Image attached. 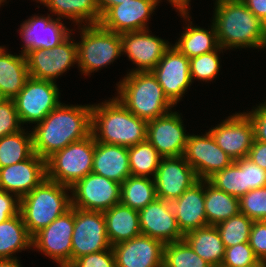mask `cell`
<instances>
[{
  "label": "cell",
  "instance_id": "obj_1",
  "mask_svg": "<svg viewBox=\"0 0 266 267\" xmlns=\"http://www.w3.org/2000/svg\"><path fill=\"white\" fill-rule=\"evenodd\" d=\"M60 103L33 127V151L43 159L91 134L92 105Z\"/></svg>",
  "mask_w": 266,
  "mask_h": 267
},
{
  "label": "cell",
  "instance_id": "obj_2",
  "mask_svg": "<svg viewBox=\"0 0 266 267\" xmlns=\"http://www.w3.org/2000/svg\"><path fill=\"white\" fill-rule=\"evenodd\" d=\"M214 7L212 23L220 47L266 49V24L241 0H216Z\"/></svg>",
  "mask_w": 266,
  "mask_h": 267
},
{
  "label": "cell",
  "instance_id": "obj_3",
  "mask_svg": "<svg viewBox=\"0 0 266 267\" xmlns=\"http://www.w3.org/2000/svg\"><path fill=\"white\" fill-rule=\"evenodd\" d=\"M147 121L113 97L92 105L91 133L96 142L131 147L146 140Z\"/></svg>",
  "mask_w": 266,
  "mask_h": 267
},
{
  "label": "cell",
  "instance_id": "obj_4",
  "mask_svg": "<svg viewBox=\"0 0 266 267\" xmlns=\"http://www.w3.org/2000/svg\"><path fill=\"white\" fill-rule=\"evenodd\" d=\"M116 85V98L131 113L146 121L163 116L174 107L151 71L127 72Z\"/></svg>",
  "mask_w": 266,
  "mask_h": 267
},
{
  "label": "cell",
  "instance_id": "obj_5",
  "mask_svg": "<svg viewBox=\"0 0 266 267\" xmlns=\"http://www.w3.org/2000/svg\"><path fill=\"white\" fill-rule=\"evenodd\" d=\"M68 191H71L70 187L46 177L20 199L19 212L31 236L71 208V195Z\"/></svg>",
  "mask_w": 266,
  "mask_h": 267
},
{
  "label": "cell",
  "instance_id": "obj_6",
  "mask_svg": "<svg viewBox=\"0 0 266 267\" xmlns=\"http://www.w3.org/2000/svg\"><path fill=\"white\" fill-rule=\"evenodd\" d=\"M80 27V28H79ZM81 41L77 44L78 67L80 72L91 75L102 67L113 63L122 54L119 33L108 31L100 24L78 26Z\"/></svg>",
  "mask_w": 266,
  "mask_h": 267
},
{
  "label": "cell",
  "instance_id": "obj_7",
  "mask_svg": "<svg viewBox=\"0 0 266 267\" xmlns=\"http://www.w3.org/2000/svg\"><path fill=\"white\" fill-rule=\"evenodd\" d=\"M95 137L70 143L46 159V177L59 184L72 187L78 180L92 172Z\"/></svg>",
  "mask_w": 266,
  "mask_h": 267
},
{
  "label": "cell",
  "instance_id": "obj_8",
  "mask_svg": "<svg viewBox=\"0 0 266 267\" xmlns=\"http://www.w3.org/2000/svg\"><path fill=\"white\" fill-rule=\"evenodd\" d=\"M55 82L29 77L23 89L13 98L20 122L37 124L61 102Z\"/></svg>",
  "mask_w": 266,
  "mask_h": 267
},
{
  "label": "cell",
  "instance_id": "obj_9",
  "mask_svg": "<svg viewBox=\"0 0 266 267\" xmlns=\"http://www.w3.org/2000/svg\"><path fill=\"white\" fill-rule=\"evenodd\" d=\"M70 188L71 207L104 212L120 203L121 184L93 172Z\"/></svg>",
  "mask_w": 266,
  "mask_h": 267
},
{
  "label": "cell",
  "instance_id": "obj_10",
  "mask_svg": "<svg viewBox=\"0 0 266 267\" xmlns=\"http://www.w3.org/2000/svg\"><path fill=\"white\" fill-rule=\"evenodd\" d=\"M73 229L74 207H71L32 236V248L54 260L59 267H68L71 264Z\"/></svg>",
  "mask_w": 266,
  "mask_h": 267
},
{
  "label": "cell",
  "instance_id": "obj_11",
  "mask_svg": "<svg viewBox=\"0 0 266 267\" xmlns=\"http://www.w3.org/2000/svg\"><path fill=\"white\" fill-rule=\"evenodd\" d=\"M71 36L51 49L27 52L25 57L30 77L56 83L58 76L78 63L77 44Z\"/></svg>",
  "mask_w": 266,
  "mask_h": 267
},
{
  "label": "cell",
  "instance_id": "obj_12",
  "mask_svg": "<svg viewBox=\"0 0 266 267\" xmlns=\"http://www.w3.org/2000/svg\"><path fill=\"white\" fill-rule=\"evenodd\" d=\"M71 240V263L81 256L110 249L104 213L74 207Z\"/></svg>",
  "mask_w": 266,
  "mask_h": 267
},
{
  "label": "cell",
  "instance_id": "obj_13",
  "mask_svg": "<svg viewBox=\"0 0 266 267\" xmlns=\"http://www.w3.org/2000/svg\"><path fill=\"white\" fill-rule=\"evenodd\" d=\"M183 157L194 169L199 180H208L215 173L230 166L234 160L216 143L208 131L200 135H189Z\"/></svg>",
  "mask_w": 266,
  "mask_h": 267
},
{
  "label": "cell",
  "instance_id": "obj_14",
  "mask_svg": "<svg viewBox=\"0 0 266 267\" xmlns=\"http://www.w3.org/2000/svg\"><path fill=\"white\" fill-rule=\"evenodd\" d=\"M209 132L217 145L234 161L248 157L255 140L252 121L245 112L228 116Z\"/></svg>",
  "mask_w": 266,
  "mask_h": 267
},
{
  "label": "cell",
  "instance_id": "obj_15",
  "mask_svg": "<svg viewBox=\"0 0 266 267\" xmlns=\"http://www.w3.org/2000/svg\"><path fill=\"white\" fill-rule=\"evenodd\" d=\"M163 89L165 96L175 106L192 85L189 58L171 45L158 65L151 71Z\"/></svg>",
  "mask_w": 266,
  "mask_h": 267
},
{
  "label": "cell",
  "instance_id": "obj_16",
  "mask_svg": "<svg viewBox=\"0 0 266 267\" xmlns=\"http://www.w3.org/2000/svg\"><path fill=\"white\" fill-rule=\"evenodd\" d=\"M181 116L170 111L147 121L146 139L162 157L183 156L189 134H186Z\"/></svg>",
  "mask_w": 266,
  "mask_h": 267
},
{
  "label": "cell",
  "instance_id": "obj_17",
  "mask_svg": "<svg viewBox=\"0 0 266 267\" xmlns=\"http://www.w3.org/2000/svg\"><path fill=\"white\" fill-rule=\"evenodd\" d=\"M150 29L121 33L122 54L125 53L137 68L129 72L152 71L162 59L166 50L171 46L156 35H152Z\"/></svg>",
  "mask_w": 266,
  "mask_h": 267
},
{
  "label": "cell",
  "instance_id": "obj_18",
  "mask_svg": "<svg viewBox=\"0 0 266 267\" xmlns=\"http://www.w3.org/2000/svg\"><path fill=\"white\" fill-rule=\"evenodd\" d=\"M198 180L194 169L183 156L162 157L154 177L156 196L172 202Z\"/></svg>",
  "mask_w": 266,
  "mask_h": 267
},
{
  "label": "cell",
  "instance_id": "obj_19",
  "mask_svg": "<svg viewBox=\"0 0 266 267\" xmlns=\"http://www.w3.org/2000/svg\"><path fill=\"white\" fill-rule=\"evenodd\" d=\"M48 16L33 15L20 24V36L24 45L22 46V54L35 49H51L60 45L72 33V29H68L62 19L52 18Z\"/></svg>",
  "mask_w": 266,
  "mask_h": 267
},
{
  "label": "cell",
  "instance_id": "obj_20",
  "mask_svg": "<svg viewBox=\"0 0 266 267\" xmlns=\"http://www.w3.org/2000/svg\"><path fill=\"white\" fill-rule=\"evenodd\" d=\"M158 6L157 0H129L112 6L101 18L100 25L115 33L149 29L148 20Z\"/></svg>",
  "mask_w": 266,
  "mask_h": 267
},
{
  "label": "cell",
  "instance_id": "obj_21",
  "mask_svg": "<svg viewBox=\"0 0 266 267\" xmlns=\"http://www.w3.org/2000/svg\"><path fill=\"white\" fill-rule=\"evenodd\" d=\"M165 244L140 234L112 246L116 267H163Z\"/></svg>",
  "mask_w": 266,
  "mask_h": 267
},
{
  "label": "cell",
  "instance_id": "obj_22",
  "mask_svg": "<svg viewBox=\"0 0 266 267\" xmlns=\"http://www.w3.org/2000/svg\"><path fill=\"white\" fill-rule=\"evenodd\" d=\"M46 178V160L35 152L26 160L0 168V190L19 199L31 192Z\"/></svg>",
  "mask_w": 266,
  "mask_h": 267
},
{
  "label": "cell",
  "instance_id": "obj_23",
  "mask_svg": "<svg viewBox=\"0 0 266 267\" xmlns=\"http://www.w3.org/2000/svg\"><path fill=\"white\" fill-rule=\"evenodd\" d=\"M141 234L150 236L164 244L183 240L170 202L156 198L139 210Z\"/></svg>",
  "mask_w": 266,
  "mask_h": 267
},
{
  "label": "cell",
  "instance_id": "obj_24",
  "mask_svg": "<svg viewBox=\"0 0 266 267\" xmlns=\"http://www.w3.org/2000/svg\"><path fill=\"white\" fill-rule=\"evenodd\" d=\"M170 204L183 234L208 226L204 208L205 180H198Z\"/></svg>",
  "mask_w": 266,
  "mask_h": 267
},
{
  "label": "cell",
  "instance_id": "obj_25",
  "mask_svg": "<svg viewBox=\"0 0 266 267\" xmlns=\"http://www.w3.org/2000/svg\"><path fill=\"white\" fill-rule=\"evenodd\" d=\"M92 172L122 184L131 176L128 147L95 140Z\"/></svg>",
  "mask_w": 266,
  "mask_h": 267
},
{
  "label": "cell",
  "instance_id": "obj_26",
  "mask_svg": "<svg viewBox=\"0 0 266 267\" xmlns=\"http://www.w3.org/2000/svg\"><path fill=\"white\" fill-rule=\"evenodd\" d=\"M103 213L111 246L141 234L138 210L118 203Z\"/></svg>",
  "mask_w": 266,
  "mask_h": 267
},
{
  "label": "cell",
  "instance_id": "obj_27",
  "mask_svg": "<svg viewBox=\"0 0 266 267\" xmlns=\"http://www.w3.org/2000/svg\"><path fill=\"white\" fill-rule=\"evenodd\" d=\"M0 46V91L4 98L13 99L29 79L24 54L13 55Z\"/></svg>",
  "mask_w": 266,
  "mask_h": 267
},
{
  "label": "cell",
  "instance_id": "obj_28",
  "mask_svg": "<svg viewBox=\"0 0 266 267\" xmlns=\"http://www.w3.org/2000/svg\"><path fill=\"white\" fill-rule=\"evenodd\" d=\"M189 15H180L183 20L186 19L185 23L188 21L189 24L184 27L179 40L173 46L189 59L216 50L219 44L213 23L209 30L197 25L195 27Z\"/></svg>",
  "mask_w": 266,
  "mask_h": 267
},
{
  "label": "cell",
  "instance_id": "obj_29",
  "mask_svg": "<svg viewBox=\"0 0 266 267\" xmlns=\"http://www.w3.org/2000/svg\"><path fill=\"white\" fill-rule=\"evenodd\" d=\"M183 239L202 259L212 267H221L225 257V247L214 225L189 231Z\"/></svg>",
  "mask_w": 266,
  "mask_h": 267
},
{
  "label": "cell",
  "instance_id": "obj_30",
  "mask_svg": "<svg viewBox=\"0 0 266 267\" xmlns=\"http://www.w3.org/2000/svg\"><path fill=\"white\" fill-rule=\"evenodd\" d=\"M43 5L57 18L72 20L77 26L99 24L102 18L97 0H46Z\"/></svg>",
  "mask_w": 266,
  "mask_h": 267
},
{
  "label": "cell",
  "instance_id": "obj_31",
  "mask_svg": "<svg viewBox=\"0 0 266 267\" xmlns=\"http://www.w3.org/2000/svg\"><path fill=\"white\" fill-rule=\"evenodd\" d=\"M32 236L28 233L20 212L0 223V259L16 258V252L32 249Z\"/></svg>",
  "mask_w": 266,
  "mask_h": 267
},
{
  "label": "cell",
  "instance_id": "obj_32",
  "mask_svg": "<svg viewBox=\"0 0 266 267\" xmlns=\"http://www.w3.org/2000/svg\"><path fill=\"white\" fill-rule=\"evenodd\" d=\"M205 213L208 225H217L240 213L239 198L229 195L205 180Z\"/></svg>",
  "mask_w": 266,
  "mask_h": 267
},
{
  "label": "cell",
  "instance_id": "obj_33",
  "mask_svg": "<svg viewBox=\"0 0 266 267\" xmlns=\"http://www.w3.org/2000/svg\"><path fill=\"white\" fill-rule=\"evenodd\" d=\"M156 198L153 178L131 175L121 184L120 203L132 209L139 211Z\"/></svg>",
  "mask_w": 266,
  "mask_h": 267
},
{
  "label": "cell",
  "instance_id": "obj_34",
  "mask_svg": "<svg viewBox=\"0 0 266 267\" xmlns=\"http://www.w3.org/2000/svg\"><path fill=\"white\" fill-rule=\"evenodd\" d=\"M27 132L22 129L0 138V168L22 162L34 153L32 133Z\"/></svg>",
  "mask_w": 266,
  "mask_h": 267
},
{
  "label": "cell",
  "instance_id": "obj_35",
  "mask_svg": "<svg viewBox=\"0 0 266 267\" xmlns=\"http://www.w3.org/2000/svg\"><path fill=\"white\" fill-rule=\"evenodd\" d=\"M128 156L132 176L154 179L162 156L147 139L128 147Z\"/></svg>",
  "mask_w": 266,
  "mask_h": 267
},
{
  "label": "cell",
  "instance_id": "obj_36",
  "mask_svg": "<svg viewBox=\"0 0 266 267\" xmlns=\"http://www.w3.org/2000/svg\"><path fill=\"white\" fill-rule=\"evenodd\" d=\"M163 267H212L183 239L165 244Z\"/></svg>",
  "mask_w": 266,
  "mask_h": 267
},
{
  "label": "cell",
  "instance_id": "obj_37",
  "mask_svg": "<svg viewBox=\"0 0 266 267\" xmlns=\"http://www.w3.org/2000/svg\"><path fill=\"white\" fill-rule=\"evenodd\" d=\"M208 181L216 188L237 198L247 193L245 168H242L236 161L215 173Z\"/></svg>",
  "mask_w": 266,
  "mask_h": 267
},
{
  "label": "cell",
  "instance_id": "obj_38",
  "mask_svg": "<svg viewBox=\"0 0 266 267\" xmlns=\"http://www.w3.org/2000/svg\"><path fill=\"white\" fill-rule=\"evenodd\" d=\"M253 222L246 215L239 213L216 226L225 248L249 242Z\"/></svg>",
  "mask_w": 266,
  "mask_h": 267
},
{
  "label": "cell",
  "instance_id": "obj_39",
  "mask_svg": "<svg viewBox=\"0 0 266 267\" xmlns=\"http://www.w3.org/2000/svg\"><path fill=\"white\" fill-rule=\"evenodd\" d=\"M223 53V48L218 47L216 50L202 54L189 59V69L191 81L197 79L200 81L209 82L218 76L220 70L219 53Z\"/></svg>",
  "mask_w": 266,
  "mask_h": 267
},
{
  "label": "cell",
  "instance_id": "obj_40",
  "mask_svg": "<svg viewBox=\"0 0 266 267\" xmlns=\"http://www.w3.org/2000/svg\"><path fill=\"white\" fill-rule=\"evenodd\" d=\"M240 213L252 221H266V187L250 190L239 198Z\"/></svg>",
  "mask_w": 266,
  "mask_h": 267
},
{
  "label": "cell",
  "instance_id": "obj_41",
  "mask_svg": "<svg viewBox=\"0 0 266 267\" xmlns=\"http://www.w3.org/2000/svg\"><path fill=\"white\" fill-rule=\"evenodd\" d=\"M258 260L249 242H245L225 248V257L221 267H245Z\"/></svg>",
  "mask_w": 266,
  "mask_h": 267
},
{
  "label": "cell",
  "instance_id": "obj_42",
  "mask_svg": "<svg viewBox=\"0 0 266 267\" xmlns=\"http://www.w3.org/2000/svg\"><path fill=\"white\" fill-rule=\"evenodd\" d=\"M22 129L14 100L5 98L0 101V138Z\"/></svg>",
  "mask_w": 266,
  "mask_h": 267
},
{
  "label": "cell",
  "instance_id": "obj_43",
  "mask_svg": "<svg viewBox=\"0 0 266 267\" xmlns=\"http://www.w3.org/2000/svg\"><path fill=\"white\" fill-rule=\"evenodd\" d=\"M68 267H116L115 255L111 247L104 251L81 256Z\"/></svg>",
  "mask_w": 266,
  "mask_h": 267
},
{
  "label": "cell",
  "instance_id": "obj_44",
  "mask_svg": "<svg viewBox=\"0 0 266 267\" xmlns=\"http://www.w3.org/2000/svg\"><path fill=\"white\" fill-rule=\"evenodd\" d=\"M236 162L245 168V179L247 193L250 190L266 187V170L253 163L248 157L236 160Z\"/></svg>",
  "mask_w": 266,
  "mask_h": 267
},
{
  "label": "cell",
  "instance_id": "obj_45",
  "mask_svg": "<svg viewBox=\"0 0 266 267\" xmlns=\"http://www.w3.org/2000/svg\"><path fill=\"white\" fill-rule=\"evenodd\" d=\"M249 245L259 260L266 262V221H254L249 236Z\"/></svg>",
  "mask_w": 266,
  "mask_h": 267
},
{
  "label": "cell",
  "instance_id": "obj_46",
  "mask_svg": "<svg viewBox=\"0 0 266 267\" xmlns=\"http://www.w3.org/2000/svg\"><path fill=\"white\" fill-rule=\"evenodd\" d=\"M245 113L252 121L255 140L266 142V101Z\"/></svg>",
  "mask_w": 266,
  "mask_h": 267
},
{
  "label": "cell",
  "instance_id": "obj_47",
  "mask_svg": "<svg viewBox=\"0 0 266 267\" xmlns=\"http://www.w3.org/2000/svg\"><path fill=\"white\" fill-rule=\"evenodd\" d=\"M20 199L12 193L0 190V223L19 213Z\"/></svg>",
  "mask_w": 266,
  "mask_h": 267
},
{
  "label": "cell",
  "instance_id": "obj_48",
  "mask_svg": "<svg viewBox=\"0 0 266 267\" xmlns=\"http://www.w3.org/2000/svg\"><path fill=\"white\" fill-rule=\"evenodd\" d=\"M248 159L266 170V142L254 140Z\"/></svg>",
  "mask_w": 266,
  "mask_h": 267
},
{
  "label": "cell",
  "instance_id": "obj_49",
  "mask_svg": "<svg viewBox=\"0 0 266 267\" xmlns=\"http://www.w3.org/2000/svg\"><path fill=\"white\" fill-rule=\"evenodd\" d=\"M246 7L266 24V0H241Z\"/></svg>",
  "mask_w": 266,
  "mask_h": 267
},
{
  "label": "cell",
  "instance_id": "obj_50",
  "mask_svg": "<svg viewBox=\"0 0 266 267\" xmlns=\"http://www.w3.org/2000/svg\"><path fill=\"white\" fill-rule=\"evenodd\" d=\"M161 0H157L159 5ZM175 9L179 12V15H188L189 14V4L191 0H167ZM189 9V10H188Z\"/></svg>",
  "mask_w": 266,
  "mask_h": 267
},
{
  "label": "cell",
  "instance_id": "obj_51",
  "mask_svg": "<svg viewBox=\"0 0 266 267\" xmlns=\"http://www.w3.org/2000/svg\"><path fill=\"white\" fill-rule=\"evenodd\" d=\"M127 1L129 0H97V4L101 12V16H103L112 6Z\"/></svg>",
  "mask_w": 266,
  "mask_h": 267
},
{
  "label": "cell",
  "instance_id": "obj_52",
  "mask_svg": "<svg viewBox=\"0 0 266 267\" xmlns=\"http://www.w3.org/2000/svg\"><path fill=\"white\" fill-rule=\"evenodd\" d=\"M19 259L10 258V259H0V267H22L21 262L18 261Z\"/></svg>",
  "mask_w": 266,
  "mask_h": 267
},
{
  "label": "cell",
  "instance_id": "obj_53",
  "mask_svg": "<svg viewBox=\"0 0 266 267\" xmlns=\"http://www.w3.org/2000/svg\"><path fill=\"white\" fill-rule=\"evenodd\" d=\"M245 267H266V262L263 260H258L252 264L246 265Z\"/></svg>",
  "mask_w": 266,
  "mask_h": 267
},
{
  "label": "cell",
  "instance_id": "obj_54",
  "mask_svg": "<svg viewBox=\"0 0 266 267\" xmlns=\"http://www.w3.org/2000/svg\"><path fill=\"white\" fill-rule=\"evenodd\" d=\"M46 0H37V3L43 4Z\"/></svg>",
  "mask_w": 266,
  "mask_h": 267
},
{
  "label": "cell",
  "instance_id": "obj_55",
  "mask_svg": "<svg viewBox=\"0 0 266 267\" xmlns=\"http://www.w3.org/2000/svg\"><path fill=\"white\" fill-rule=\"evenodd\" d=\"M3 99H5L0 91V101H2Z\"/></svg>",
  "mask_w": 266,
  "mask_h": 267
},
{
  "label": "cell",
  "instance_id": "obj_56",
  "mask_svg": "<svg viewBox=\"0 0 266 267\" xmlns=\"http://www.w3.org/2000/svg\"><path fill=\"white\" fill-rule=\"evenodd\" d=\"M6 0H0V6L2 5V3H5Z\"/></svg>",
  "mask_w": 266,
  "mask_h": 267
}]
</instances>
